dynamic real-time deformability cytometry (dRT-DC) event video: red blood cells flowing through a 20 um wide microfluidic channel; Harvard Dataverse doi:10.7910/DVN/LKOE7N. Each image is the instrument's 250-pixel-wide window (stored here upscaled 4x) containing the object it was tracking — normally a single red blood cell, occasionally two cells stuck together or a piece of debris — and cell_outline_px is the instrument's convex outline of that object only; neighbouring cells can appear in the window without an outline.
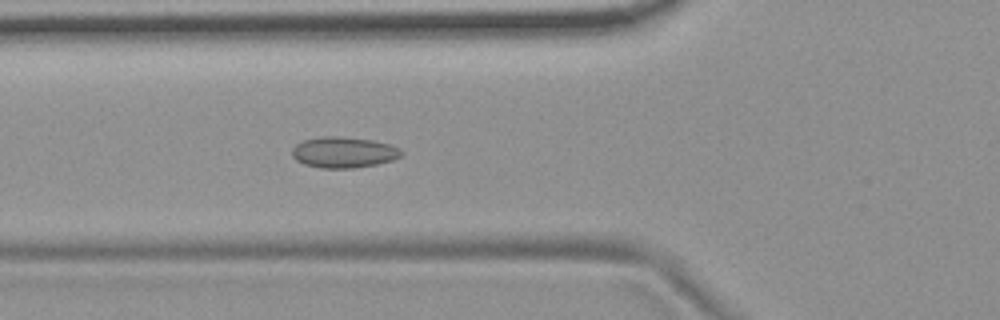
{"species": "common noctule bat (a hibernating species)", "species_latin": "Nyctalus noctula", "temperature_condition": "room temperature", "stored_images_in_passage": 5, "camera_frame_rate_fps": 3000, "um_per_image_px": 0.085, "animal": {"sex": "female", "body_mass_g": 19.9}, "frame": {"image": 1, "passage_image": 5, "time_ms": 1.333, "image_size_px": [1000, 320], "cell_outline_px": [[404, 152], [400, 156], [392, 160], [376, 164], [352, 168], [320, 168], [304, 164], [296, 160], [292, 156], [292, 148], [296, 144], [304, 140], [324, 136], [340, 136], [372, 140], [392, 144], [400, 148]], "centroid_in_image_um": [29.22, 12.94], "position_along_channel_um": 96.6, "area_um2": 19.77}}